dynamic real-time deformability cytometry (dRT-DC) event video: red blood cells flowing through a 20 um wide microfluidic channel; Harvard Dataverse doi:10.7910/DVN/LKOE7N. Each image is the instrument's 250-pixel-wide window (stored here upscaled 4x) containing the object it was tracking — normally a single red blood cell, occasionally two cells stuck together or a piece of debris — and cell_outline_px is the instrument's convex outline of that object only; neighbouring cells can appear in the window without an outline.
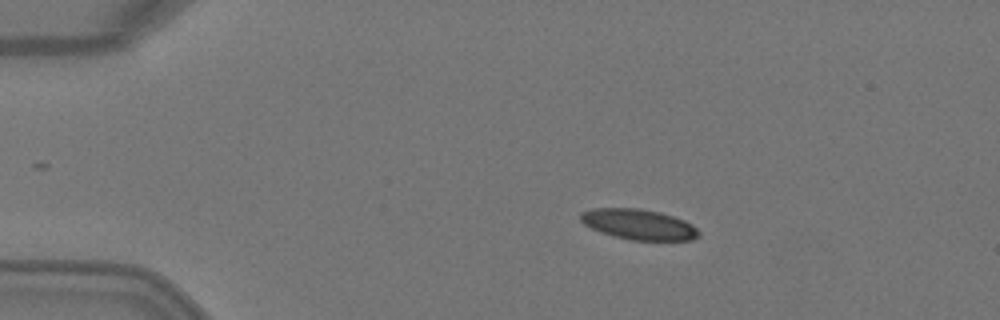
{"species": "Egyptian fruit bat (a non-hibernating species)", "species_latin": "Rousettus aegyptiacus", "temperature_condition": "warm", "stored_images_in_passage": 3, "camera_frame_rate_fps": 3000, "um_per_image_px": 0.085, "animal": {"sex": "female"}, "frame": {"image": 1, "passage_image": 1, "time_ms": 0.0, "image_size_px": [1000, 320], "cell_outline_px": [[700, 236], [692, 240], [632, 240], [612, 236], [592, 228], [584, 224], [580, 220], [580, 212], [592, 208], [640, 208], [660, 212], [684, 220], [692, 224], [700, 232]], "centroid_in_image_um": [54.29, 19.07], "position_along_channel_um": 30.7, "area_um2": 21.04}}
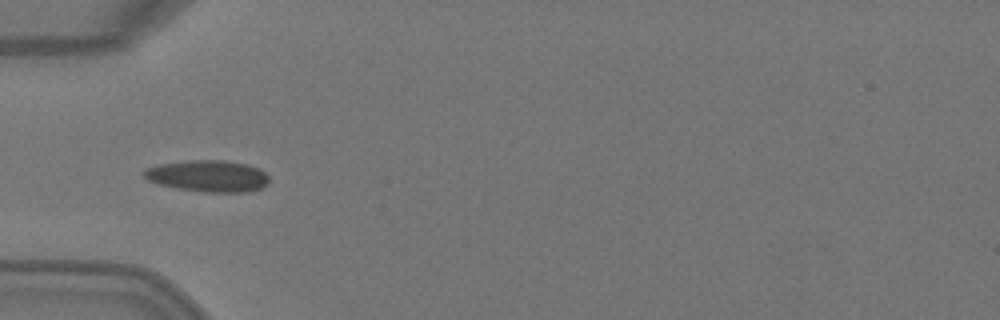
{"frame": {"image": 2, "passage_image": 3, "time_ms": 0.667, "image_size_px": [1000, 320], "cell_outline_px": [[268, 184], [264, 188], [248, 192], [204, 192], [180, 188], [160, 184], [148, 180], [144, 176], [144, 172], [148, 168], [160, 164], [192, 160], [224, 160], [248, 164], [260, 168], [268, 176]], "centroid_in_image_um": [17.77, 14.96], "position_along_channel_um": 67.2, "area_um2": 22.95}}